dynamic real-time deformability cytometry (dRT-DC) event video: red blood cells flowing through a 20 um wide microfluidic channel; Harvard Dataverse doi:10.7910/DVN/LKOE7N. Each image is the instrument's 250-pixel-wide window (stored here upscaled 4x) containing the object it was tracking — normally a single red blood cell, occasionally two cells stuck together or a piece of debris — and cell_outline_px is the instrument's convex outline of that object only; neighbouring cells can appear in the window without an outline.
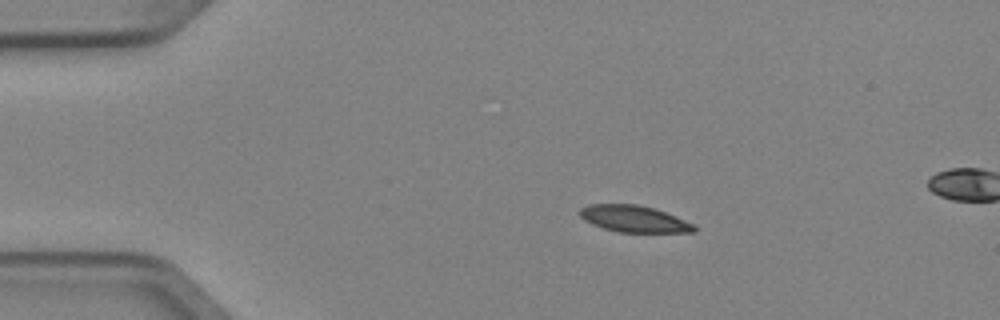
{"species": "Egyptian fruit bat (a non-hibernating species)", "species_latin": "Rousettus aegyptiacus", "temperature_condition": "cold", "stored_images_in_passage": 4, "camera_frame_rate_fps": 3000, "um_per_image_px": 0.085, "animal": {"sex": "female"}, "frame": {"image": 1, "passage_image": 2, "time_ms": 0.333, "image_size_px": [1000, 320], "cell_outline_px": [[696, 232], [616, 232], [592, 224], [584, 220], [580, 216], [580, 208], [588, 204], [636, 204], [652, 208], [664, 212], [696, 224]], "centroid_in_image_um": [53.89, 18.6], "position_along_channel_um": 31.1, "area_um2": 17.69}}